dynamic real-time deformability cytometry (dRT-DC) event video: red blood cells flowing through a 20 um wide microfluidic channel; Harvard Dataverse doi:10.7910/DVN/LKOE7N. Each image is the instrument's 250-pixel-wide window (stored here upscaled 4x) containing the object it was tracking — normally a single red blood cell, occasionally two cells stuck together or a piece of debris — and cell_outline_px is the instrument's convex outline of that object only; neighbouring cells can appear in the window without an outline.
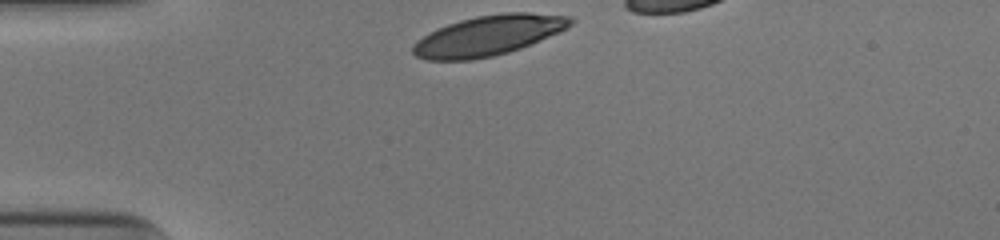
{"species": "human", "species_latin": "Homo sapiens", "temperature_condition": "cold", "stored_images_in_passage": 30, "camera_frame_rate_fps": 3000, "um_per_image_px": 0.085, "donor": {"sex": "male"}, "frame": {"image": 1, "passage_image": 1, "time_ms": 0.0, "image_size_px": [1000, 240], "cell_outline_px": [[576, 20], [568, 28], [560, 32], [520, 48], [508, 52], [492, 56], [472, 60], [428, 60], [416, 56], [412, 52], [412, 44], [416, 40], [428, 32], [436, 28], [460, 20], [476, 16], [504, 12], [528, 12], [572, 16]], "centroid_in_image_um": [41.51, 3.01], "position_along_channel_um": 43.5, "area_um2": 37.11}}
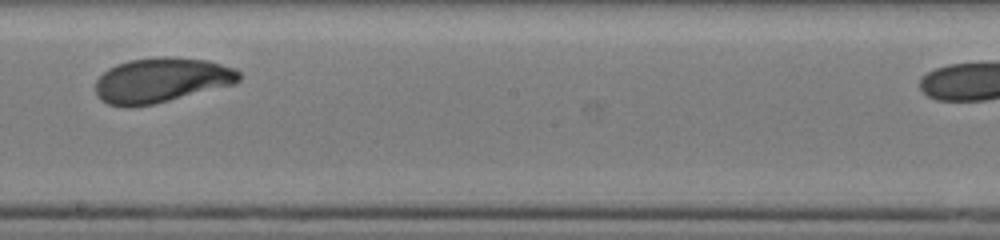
{"frame": {"image": 2, "passage_image": 18, "time_ms": 5.667, "image_size_px": [1000, 240], "cell_outline_px": [[240, 80], [236, 84], [152, 104], [128, 108], [124, 108], [108, 104], [100, 100], [96, 96], [96, 80], [108, 68], [116, 64], [128, 60], [156, 56], [172, 56], [208, 60], [236, 68], [240, 72]], "centroid_in_image_um": [13.71, 6.81], "position_along_channel_um": 234.5, "area_um2": 38.03}}
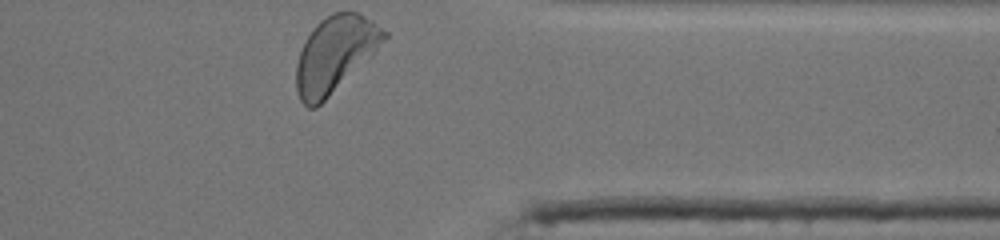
{"frame": {"image": 3, "passage_image": 30, "time_ms": 9.667, "image_size_px": [1000, 240], "cell_outline_px": [[388, 36], [376, 52], [372, 56], [316, 108], [308, 108], [300, 100], [296, 88], [296, 64], [300, 52], [312, 28], [320, 20], [332, 12], [356, 12], [372, 20], [388, 32]], "centroid_in_image_um": [28.48, 4.6], "position_along_channel_um": 382.9, "area_um2": 38.67}, "authors_computed_cell_mechanics": {"area_um2": 37.4255, "velocity_mm_per_s": 3.9066, "shape_relaxation_time_tau1_ms": 3.3826, "shape_relaxation_time_tau2_ms": 1.496, "deformation_change_tau1": 0.1664, "deformation_change_tau2": 0.0737}}